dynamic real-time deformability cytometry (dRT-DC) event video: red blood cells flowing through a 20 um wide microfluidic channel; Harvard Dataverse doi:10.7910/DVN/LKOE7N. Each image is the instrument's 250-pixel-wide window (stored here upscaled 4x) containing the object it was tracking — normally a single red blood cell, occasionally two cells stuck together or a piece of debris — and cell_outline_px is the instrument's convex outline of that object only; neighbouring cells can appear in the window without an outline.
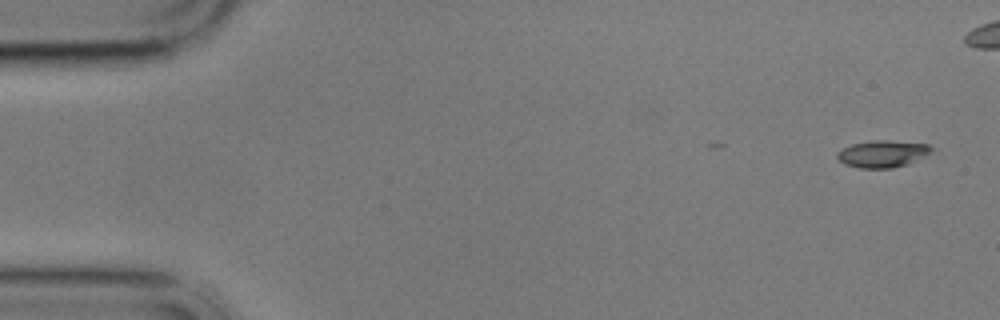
{"species": "common noctule bat (a hibernating species)", "species_latin": "Nyctalus noctula", "temperature_condition": "cold", "stored_images_in_passage": 2, "camera_frame_rate_fps": 3000, "um_per_image_px": 0.085, "animal": {"sex": "male", "body_mass_g": 17.9}, "frame": {"image": 1, "passage_image": 2, "time_ms": 1.333, "image_size_px": [1000, 320], "cell_outline_px": [[932, 148], [924, 156], [908, 164], [892, 168], [860, 168], [844, 164], [836, 156], [836, 152], [852, 144], [872, 140], [888, 140], [928, 144]], "centroid_in_image_um": [74.98, 13.07], "position_along_channel_um": 10.0, "area_um2": 14.68}}